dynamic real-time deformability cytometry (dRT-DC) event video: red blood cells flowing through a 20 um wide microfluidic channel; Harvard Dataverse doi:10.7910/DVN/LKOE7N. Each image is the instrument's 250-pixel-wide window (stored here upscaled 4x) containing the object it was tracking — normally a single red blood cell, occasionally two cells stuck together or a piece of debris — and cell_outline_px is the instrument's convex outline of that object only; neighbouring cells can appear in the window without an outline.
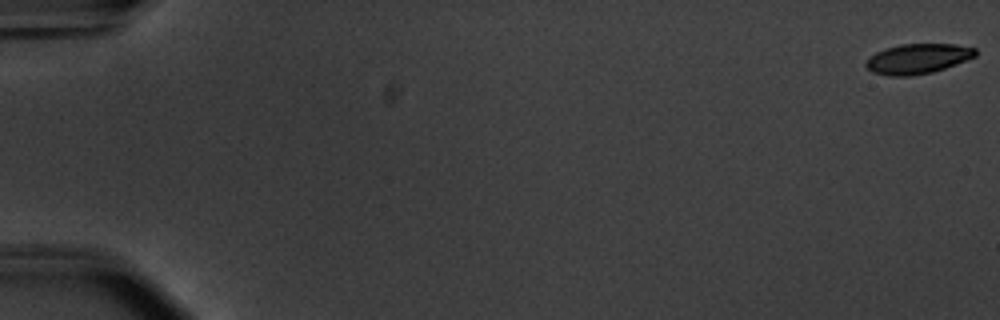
{"species": "common noctule bat (a hibernating species)", "species_latin": "Nyctalus noctula", "temperature_condition": "warm", "stored_images_in_passage": 54, "camera_frame_rate_fps": 3000, "um_per_image_px": 0.085, "animal": {"sex": "male", "body_mass_g": 20.1, "forearm_length_mm": 53.5}, "frame": {"image": 1, "passage_image": 1, "time_ms": 0.0, "image_size_px": [1000, 320], "cell_outline_px": [[976, 56], [956, 64], [932, 72], [912, 76], [888, 76], [872, 72], [864, 64], [868, 56], [876, 52], [900, 44], [956, 44], [976, 48]], "centroid_in_image_um": [77.99, 4.99], "position_along_channel_um": 7.0, "area_um2": 19.19}}
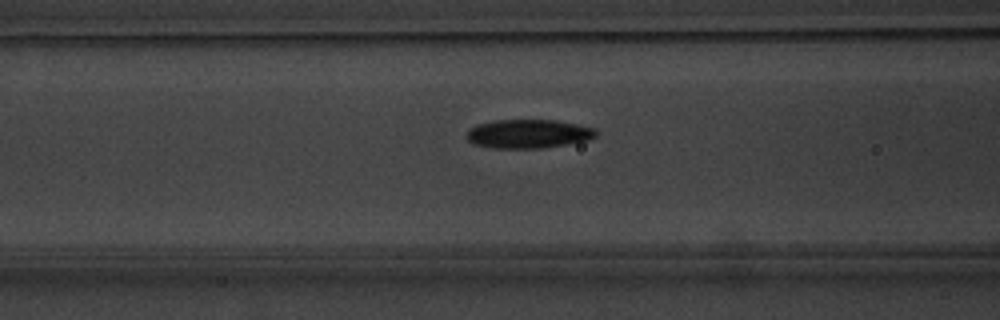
{"frame": {"image": 2, "passage_image": 24, "time_ms": 7.667, "image_size_px": [1000, 320], "cell_outline_px": [[596, 136], [588, 140], [544, 148], [492, 148], [472, 144], [468, 140], [468, 132], [476, 124], [492, 120], [556, 120], [596, 128]], "centroid_in_image_um": [44.91, 11.37], "position_along_channel_um": 121.7, "area_um2": 21.73}}
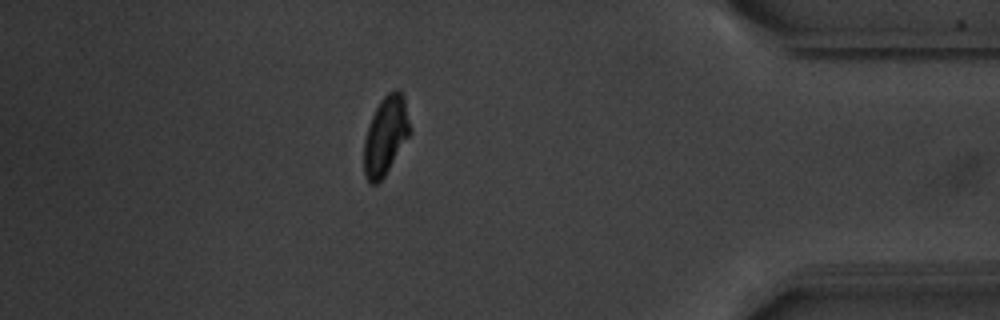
{"frame": {"image": 3, "passage_image": 49, "time_ms": 16.0, "image_size_px": [1000, 320], "cell_outline_px": [[412, 132], [384, 176], [376, 184], [368, 184], [364, 172], [364, 140], [372, 116], [380, 100], [388, 92], [396, 88], [400, 88], [404, 96], [412, 128]], "centroid_in_image_um": [32.81, 11.49], "position_along_channel_um": 402.4, "area_um2": 21.27}}